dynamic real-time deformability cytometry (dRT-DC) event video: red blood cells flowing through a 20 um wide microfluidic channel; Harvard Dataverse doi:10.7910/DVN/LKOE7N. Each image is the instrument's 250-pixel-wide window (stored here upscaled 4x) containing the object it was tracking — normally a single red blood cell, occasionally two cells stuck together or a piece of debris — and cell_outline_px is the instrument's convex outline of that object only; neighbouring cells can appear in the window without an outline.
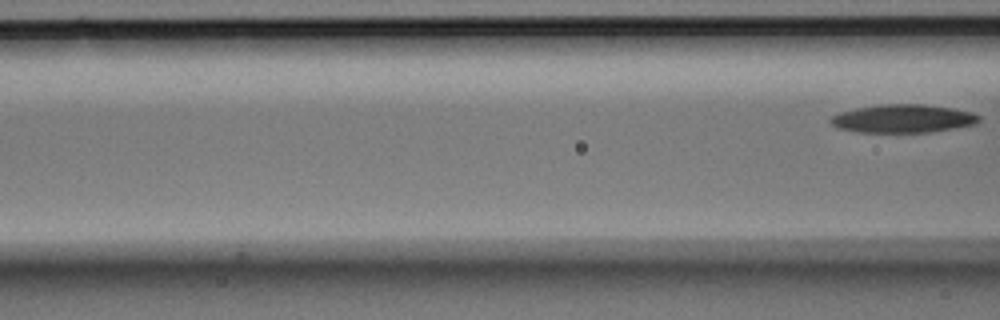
{"species": "Egyptian fruit bat (a non-hibernating species)", "species_latin": "Rousettus aegyptiacus", "temperature_condition": "room temperature", "stored_images_in_passage": 7, "segment_of_instrument_passage": [2, 2], "camera_frame_rate_fps": 3000, "um_per_image_px": 0.085, "animal": {"sex": "male"}, "frame": {"image": 1, "passage_image": 7, "time_ms": 2.0, "image_size_px": [1000, 320], "cell_outline_px": [[980, 120], [976, 124], [956, 128], [932, 132], [860, 132], [840, 128], [832, 124], [828, 120], [832, 116], [840, 112], [856, 108], [880, 104], [924, 104], [952, 108], [972, 112], [980, 116]], "centroid_in_image_um": [76.79, 10.08], "position_along_channel_um": 89.8, "area_um2": 24.45}}